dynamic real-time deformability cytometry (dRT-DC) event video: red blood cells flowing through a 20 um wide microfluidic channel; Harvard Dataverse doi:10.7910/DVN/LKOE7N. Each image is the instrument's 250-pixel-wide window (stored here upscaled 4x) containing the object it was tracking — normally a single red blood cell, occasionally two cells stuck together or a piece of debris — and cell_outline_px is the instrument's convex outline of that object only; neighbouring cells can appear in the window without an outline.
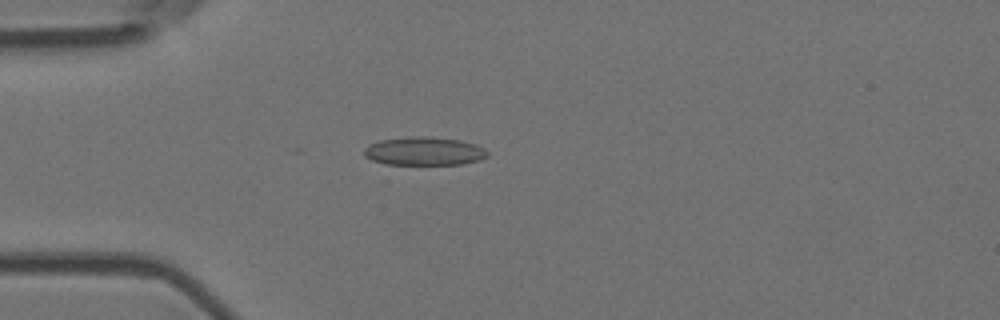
{"species": "Egyptian fruit bat (a non-hibernating species)", "species_latin": "Rousettus aegyptiacus", "temperature_condition": "room temperature", "stored_images_in_passage": 3, "camera_frame_rate_fps": 3000, "um_per_image_px": 0.085, "animal": {"sex": "female"}, "frame": {"image": 1, "passage_image": 1, "time_ms": 0.0, "image_size_px": [1000, 320], "cell_outline_px": [[488, 156], [480, 160], [460, 164], [388, 164], [372, 160], [364, 156], [364, 148], [380, 140], [412, 136], [424, 136], [460, 140], [476, 144], [484, 148], [488, 152]], "centroid_in_image_um": [36.08, 12.85], "position_along_channel_um": 48.9, "area_um2": 20.29}}
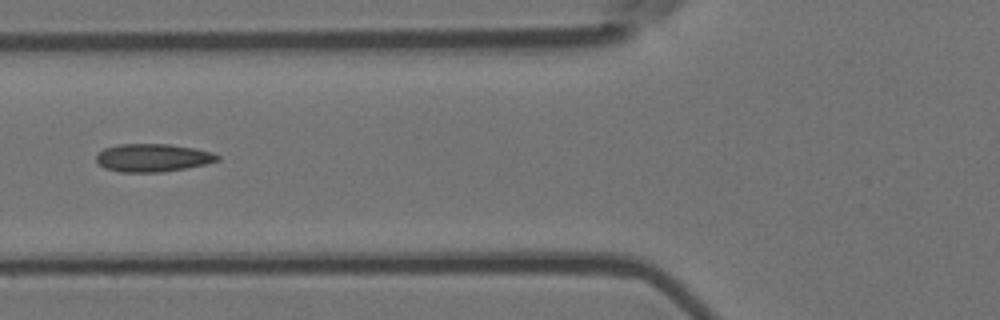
{"frame": {"image": 2, "passage_image": 3, "time_ms": 0.667, "image_size_px": [1000, 320], "cell_outline_px": [[220, 160], [208, 164], [188, 168], [160, 172], [120, 172], [104, 168], [96, 160], [96, 156], [104, 148], [116, 144], [168, 144], [196, 148], [212, 152], [220, 156]], "centroid_in_image_um": [13.02, 13.41], "position_along_channel_um": 112.8, "area_um2": 19.94}}